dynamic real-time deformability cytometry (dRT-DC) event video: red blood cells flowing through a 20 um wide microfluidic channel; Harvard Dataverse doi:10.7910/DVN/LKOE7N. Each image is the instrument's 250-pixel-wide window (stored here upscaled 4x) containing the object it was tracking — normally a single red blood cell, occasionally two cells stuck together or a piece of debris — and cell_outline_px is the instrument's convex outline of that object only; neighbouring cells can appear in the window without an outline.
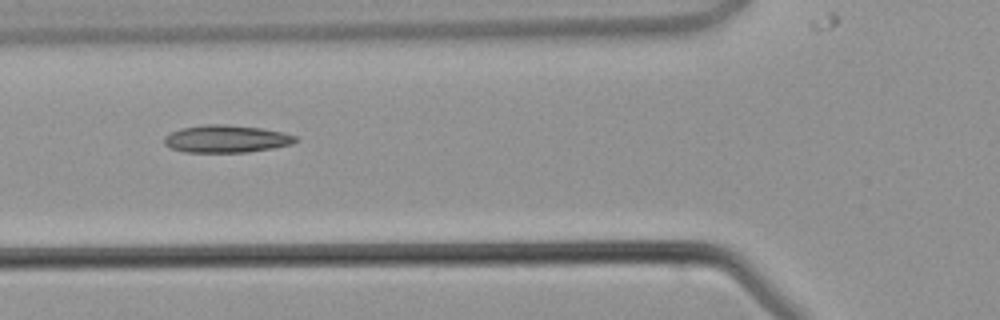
{"species": "common noctule bat (a hibernating species)", "species_latin": "Nyctalus noctula", "temperature_condition": "warm", "stored_images_in_passage": 6, "camera_frame_rate_fps": 3000, "um_per_image_px": 0.085, "animal": {"sex": "male", "body_mass_g": 21.5, "forearm_length_mm": 52.0}, "frame": {"image": 1, "passage_image": 5, "time_ms": 5.333, "image_size_px": [1000, 320], "cell_outline_px": [[296, 140], [292, 144], [272, 148], [248, 152], [184, 152], [172, 148], [164, 144], [164, 136], [180, 128], [204, 124], [224, 124], [260, 128], [284, 132], [296, 136]], "centroid_in_image_um": [19.21, 11.8], "position_along_channel_um": 106.6, "area_um2": 20.98}}